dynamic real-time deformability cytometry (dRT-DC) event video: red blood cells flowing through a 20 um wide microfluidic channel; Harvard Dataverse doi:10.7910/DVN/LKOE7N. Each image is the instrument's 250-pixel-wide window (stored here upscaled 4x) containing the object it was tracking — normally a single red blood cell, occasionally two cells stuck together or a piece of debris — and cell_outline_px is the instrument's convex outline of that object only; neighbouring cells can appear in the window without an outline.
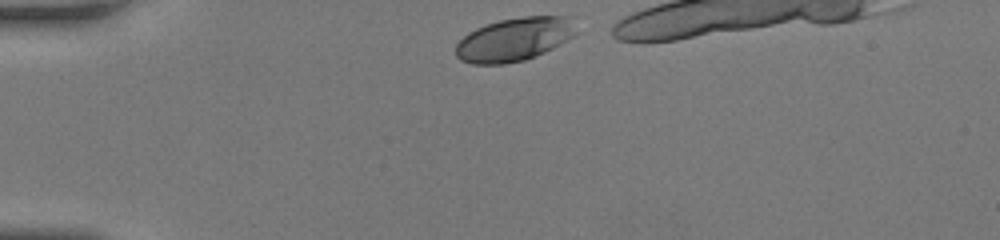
{"species": "human", "species_latin": "Homo sapiens", "temperature_condition": "room temperature", "stored_images_in_passage": 31, "camera_frame_rate_fps": 3000, "um_per_image_px": 0.085, "donor": {"sex": "female"}, "frame": {"image": 1, "passage_image": 1, "time_ms": 0.0, "image_size_px": [1000, 240], "cell_outline_px": [[576, 32], [568, 40], [536, 56], [524, 60], [504, 64], [472, 64], [460, 60], [456, 56], [456, 44], [468, 32], [476, 28], [500, 20], [524, 16], [572, 16]], "centroid_in_image_um": [43.71, 3.34], "position_along_channel_um": 41.3, "area_um2": 30.46}}
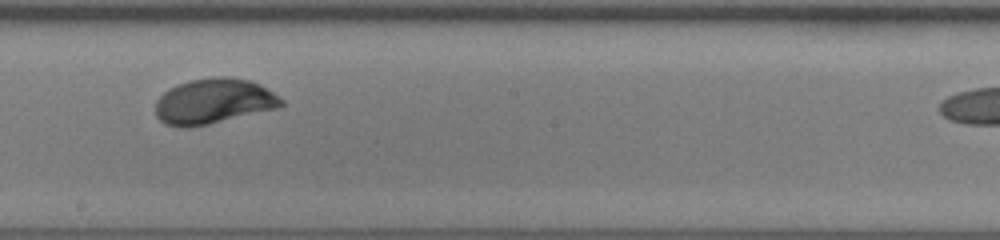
{"frame": {"image": 2, "passage_image": 18, "time_ms": 5.667, "image_size_px": [1000, 240], "cell_outline_px": [[284, 104], [276, 108], [208, 124], [188, 128], [180, 128], [164, 124], [156, 116], [156, 100], [168, 88], [176, 84], [192, 80], [216, 76], [228, 76], [252, 80], [260, 84], [280, 96], [284, 100]], "centroid_in_image_um": [18.15, 8.6], "position_along_channel_um": 230.1, "area_um2": 33.41}}
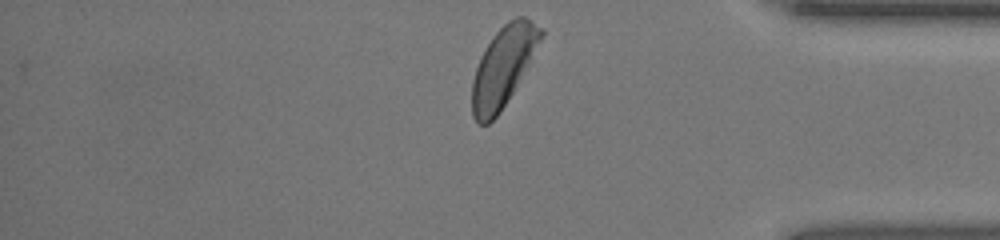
{"frame": {"image": 3, "passage_image": 31, "time_ms": 10.0, "image_size_px": [1000, 240], "cell_outline_px": [[544, 32], [528, 64], [512, 92], [500, 112], [488, 124], [476, 124], [472, 116], [472, 80], [480, 56], [492, 36], [508, 20], [516, 16], [524, 16], [544, 28]], "centroid_in_image_um": [42.74, 5.65], "position_along_channel_um": 392.5, "area_um2": 31.56}, "authors_computed_cell_mechanics": {"area_um2": 32.0212, "velocity_mm_per_s": 4.1299, "shape_relaxation_time_tau1_ms": 3.2296, "shape_relaxation_time_tau2_ms": null, "deformation_change_tau1": 0.1473, "deformation_change_tau2": null}}